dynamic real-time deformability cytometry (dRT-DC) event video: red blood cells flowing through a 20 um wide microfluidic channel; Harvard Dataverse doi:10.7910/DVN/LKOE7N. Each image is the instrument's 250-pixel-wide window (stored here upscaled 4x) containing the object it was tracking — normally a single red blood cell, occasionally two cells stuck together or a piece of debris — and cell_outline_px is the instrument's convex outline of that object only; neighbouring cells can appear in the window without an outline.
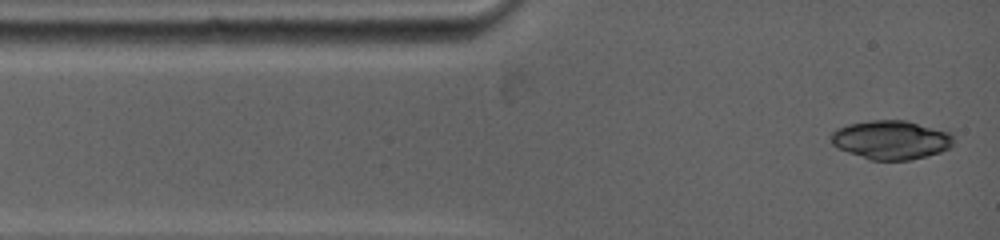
{"species": "common noctule bat (a hibernating species)", "species_latin": "Nyctalus noctula", "temperature_condition": "warm", "stored_images_in_passage": 4, "camera_frame_rate_fps": 5000, "um_per_image_px": 0.085, "animal": {"sex": "female", "body_mass_g": 19.0, "forearm_length_mm": 53.3}, "frame": {"image": 1, "passage_image": 1, "time_ms": 0.0, "image_size_px": [1000, 240], "cell_outline_px": [[952, 144], [948, 148], [940, 152], [908, 160], [872, 160], [848, 152], [832, 144], [832, 132], [848, 124], [872, 120], [908, 120], [948, 132], [952, 136]], "centroid_in_image_um": [75.74, 11.88], "position_along_channel_um": 9.3, "area_um2": 27.28}}